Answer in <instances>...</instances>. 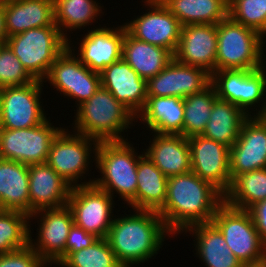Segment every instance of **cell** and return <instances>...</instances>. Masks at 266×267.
<instances>
[{
	"label": "cell",
	"mask_w": 266,
	"mask_h": 267,
	"mask_svg": "<svg viewBox=\"0 0 266 267\" xmlns=\"http://www.w3.org/2000/svg\"><path fill=\"white\" fill-rule=\"evenodd\" d=\"M223 202L224 195L191 170L168 177L165 204L158 214L177 238L191 226L211 222Z\"/></svg>",
	"instance_id": "1"
},
{
	"label": "cell",
	"mask_w": 266,
	"mask_h": 267,
	"mask_svg": "<svg viewBox=\"0 0 266 267\" xmlns=\"http://www.w3.org/2000/svg\"><path fill=\"white\" fill-rule=\"evenodd\" d=\"M128 212L117 217L115 214L106 239L123 267L143 266L156 258L169 237L173 240L174 237L157 211L129 209Z\"/></svg>",
	"instance_id": "2"
},
{
	"label": "cell",
	"mask_w": 266,
	"mask_h": 267,
	"mask_svg": "<svg viewBox=\"0 0 266 267\" xmlns=\"http://www.w3.org/2000/svg\"><path fill=\"white\" fill-rule=\"evenodd\" d=\"M74 114L71 131L98 142L128 140V129L137 124L136 117L102 86L89 100L78 105Z\"/></svg>",
	"instance_id": "3"
},
{
	"label": "cell",
	"mask_w": 266,
	"mask_h": 267,
	"mask_svg": "<svg viewBox=\"0 0 266 267\" xmlns=\"http://www.w3.org/2000/svg\"><path fill=\"white\" fill-rule=\"evenodd\" d=\"M136 148L125 140L99 142L96 150L95 169L100 175L94 178L93 184L114 199L116 195L119 200L123 199L121 204H124V209L126 203L129 206L126 209L132 207L136 210L137 165L144 155V151L141 150L140 154Z\"/></svg>",
	"instance_id": "4"
},
{
	"label": "cell",
	"mask_w": 266,
	"mask_h": 267,
	"mask_svg": "<svg viewBox=\"0 0 266 267\" xmlns=\"http://www.w3.org/2000/svg\"><path fill=\"white\" fill-rule=\"evenodd\" d=\"M265 47V48H264ZM266 38L229 16L217 24L215 71L257 70L266 64Z\"/></svg>",
	"instance_id": "5"
},
{
	"label": "cell",
	"mask_w": 266,
	"mask_h": 267,
	"mask_svg": "<svg viewBox=\"0 0 266 267\" xmlns=\"http://www.w3.org/2000/svg\"><path fill=\"white\" fill-rule=\"evenodd\" d=\"M68 127L62 128L52 140L47 164L71 187L92 184L94 174L93 179L88 177L87 180L86 177L90 176L91 167L95 165L99 142L77 132L72 133Z\"/></svg>",
	"instance_id": "6"
},
{
	"label": "cell",
	"mask_w": 266,
	"mask_h": 267,
	"mask_svg": "<svg viewBox=\"0 0 266 267\" xmlns=\"http://www.w3.org/2000/svg\"><path fill=\"white\" fill-rule=\"evenodd\" d=\"M6 44L27 72L35 80L43 81L51 65L68 47V40L57 26H46L7 37Z\"/></svg>",
	"instance_id": "7"
},
{
	"label": "cell",
	"mask_w": 266,
	"mask_h": 267,
	"mask_svg": "<svg viewBox=\"0 0 266 267\" xmlns=\"http://www.w3.org/2000/svg\"><path fill=\"white\" fill-rule=\"evenodd\" d=\"M211 222L221 231L228 247L244 266L266 264V246L248 210L223 202Z\"/></svg>",
	"instance_id": "8"
},
{
	"label": "cell",
	"mask_w": 266,
	"mask_h": 267,
	"mask_svg": "<svg viewBox=\"0 0 266 267\" xmlns=\"http://www.w3.org/2000/svg\"><path fill=\"white\" fill-rule=\"evenodd\" d=\"M211 85L219 99L234 103L248 116H259L266 109V64L257 70L215 71Z\"/></svg>",
	"instance_id": "9"
},
{
	"label": "cell",
	"mask_w": 266,
	"mask_h": 267,
	"mask_svg": "<svg viewBox=\"0 0 266 267\" xmlns=\"http://www.w3.org/2000/svg\"><path fill=\"white\" fill-rule=\"evenodd\" d=\"M44 85L35 80L24 86L0 88V128L26 129L43 123L49 115L41 96Z\"/></svg>",
	"instance_id": "10"
},
{
	"label": "cell",
	"mask_w": 266,
	"mask_h": 267,
	"mask_svg": "<svg viewBox=\"0 0 266 267\" xmlns=\"http://www.w3.org/2000/svg\"><path fill=\"white\" fill-rule=\"evenodd\" d=\"M33 222L38 223L35 239L31 232ZM73 224V213L68 205L39 210L29 216L28 244L50 267H58V262L65 256V245Z\"/></svg>",
	"instance_id": "11"
},
{
	"label": "cell",
	"mask_w": 266,
	"mask_h": 267,
	"mask_svg": "<svg viewBox=\"0 0 266 267\" xmlns=\"http://www.w3.org/2000/svg\"><path fill=\"white\" fill-rule=\"evenodd\" d=\"M49 118L26 129L0 128V158L27 165L47 162L52 140L64 127Z\"/></svg>",
	"instance_id": "12"
},
{
	"label": "cell",
	"mask_w": 266,
	"mask_h": 267,
	"mask_svg": "<svg viewBox=\"0 0 266 267\" xmlns=\"http://www.w3.org/2000/svg\"><path fill=\"white\" fill-rule=\"evenodd\" d=\"M51 90L69 100H75L74 107L89 100L101 87L100 73L90 70L67 47L51 65L43 80Z\"/></svg>",
	"instance_id": "13"
},
{
	"label": "cell",
	"mask_w": 266,
	"mask_h": 267,
	"mask_svg": "<svg viewBox=\"0 0 266 267\" xmlns=\"http://www.w3.org/2000/svg\"><path fill=\"white\" fill-rule=\"evenodd\" d=\"M74 224L98 238H107L114 220V198L93 183L72 187L67 204Z\"/></svg>",
	"instance_id": "14"
},
{
	"label": "cell",
	"mask_w": 266,
	"mask_h": 267,
	"mask_svg": "<svg viewBox=\"0 0 266 267\" xmlns=\"http://www.w3.org/2000/svg\"><path fill=\"white\" fill-rule=\"evenodd\" d=\"M105 25L99 24L97 28L86 30L81 40L75 39L77 42L71 38L68 40V48L79 61L98 73L122 58V44L127 30L124 22L116 27L114 24L110 26L107 23L109 27Z\"/></svg>",
	"instance_id": "15"
},
{
	"label": "cell",
	"mask_w": 266,
	"mask_h": 267,
	"mask_svg": "<svg viewBox=\"0 0 266 267\" xmlns=\"http://www.w3.org/2000/svg\"><path fill=\"white\" fill-rule=\"evenodd\" d=\"M146 9L124 23L136 39L169 50L173 55L178 47L182 25L161 0H142Z\"/></svg>",
	"instance_id": "16"
},
{
	"label": "cell",
	"mask_w": 266,
	"mask_h": 267,
	"mask_svg": "<svg viewBox=\"0 0 266 267\" xmlns=\"http://www.w3.org/2000/svg\"><path fill=\"white\" fill-rule=\"evenodd\" d=\"M188 141L191 170L224 195L231 185L230 148L203 135L191 136Z\"/></svg>",
	"instance_id": "17"
},
{
	"label": "cell",
	"mask_w": 266,
	"mask_h": 267,
	"mask_svg": "<svg viewBox=\"0 0 266 267\" xmlns=\"http://www.w3.org/2000/svg\"><path fill=\"white\" fill-rule=\"evenodd\" d=\"M211 85V74L173 58L155 77L146 81L147 96L185 98Z\"/></svg>",
	"instance_id": "18"
},
{
	"label": "cell",
	"mask_w": 266,
	"mask_h": 267,
	"mask_svg": "<svg viewBox=\"0 0 266 267\" xmlns=\"http://www.w3.org/2000/svg\"><path fill=\"white\" fill-rule=\"evenodd\" d=\"M229 161L231 181L239 174L266 168V124L259 116L244 121Z\"/></svg>",
	"instance_id": "19"
},
{
	"label": "cell",
	"mask_w": 266,
	"mask_h": 267,
	"mask_svg": "<svg viewBox=\"0 0 266 267\" xmlns=\"http://www.w3.org/2000/svg\"><path fill=\"white\" fill-rule=\"evenodd\" d=\"M217 25L189 24L182 26L174 58L184 64L199 67L211 75L215 72Z\"/></svg>",
	"instance_id": "20"
},
{
	"label": "cell",
	"mask_w": 266,
	"mask_h": 267,
	"mask_svg": "<svg viewBox=\"0 0 266 267\" xmlns=\"http://www.w3.org/2000/svg\"><path fill=\"white\" fill-rule=\"evenodd\" d=\"M101 86L125 106L135 117L147 99L146 80L123 59L107 66L101 73Z\"/></svg>",
	"instance_id": "21"
},
{
	"label": "cell",
	"mask_w": 266,
	"mask_h": 267,
	"mask_svg": "<svg viewBox=\"0 0 266 267\" xmlns=\"http://www.w3.org/2000/svg\"><path fill=\"white\" fill-rule=\"evenodd\" d=\"M30 215L68 204L72 187L47 162L28 165Z\"/></svg>",
	"instance_id": "22"
},
{
	"label": "cell",
	"mask_w": 266,
	"mask_h": 267,
	"mask_svg": "<svg viewBox=\"0 0 266 267\" xmlns=\"http://www.w3.org/2000/svg\"><path fill=\"white\" fill-rule=\"evenodd\" d=\"M148 134L152 135V139L150 138L149 145L145 144L144 154L167 178L191 171L188 138L154 132Z\"/></svg>",
	"instance_id": "23"
},
{
	"label": "cell",
	"mask_w": 266,
	"mask_h": 267,
	"mask_svg": "<svg viewBox=\"0 0 266 267\" xmlns=\"http://www.w3.org/2000/svg\"><path fill=\"white\" fill-rule=\"evenodd\" d=\"M136 122H141L149 132L183 135V98L147 96L144 108L136 116Z\"/></svg>",
	"instance_id": "24"
},
{
	"label": "cell",
	"mask_w": 266,
	"mask_h": 267,
	"mask_svg": "<svg viewBox=\"0 0 266 267\" xmlns=\"http://www.w3.org/2000/svg\"><path fill=\"white\" fill-rule=\"evenodd\" d=\"M7 37L26 30L56 26L54 0H4Z\"/></svg>",
	"instance_id": "25"
},
{
	"label": "cell",
	"mask_w": 266,
	"mask_h": 267,
	"mask_svg": "<svg viewBox=\"0 0 266 267\" xmlns=\"http://www.w3.org/2000/svg\"><path fill=\"white\" fill-rule=\"evenodd\" d=\"M191 235L195 240V256L206 267H245L232 253L221 231L212 223H202L186 229L182 235Z\"/></svg>",
	"instance_id": "26"
},
{
	"label": "cell",
	"mask_w": 266,
	"mask_h": 267,
	"mask_svg": "<svg viewBox=\"0 0 266 267\" xmlns=\"http://www.w3.org/2000/svg\"><path fill=\"white\" fill-rule=\"evenodd\" d=\"M0 210L30 216L28 165L0 158Z\"/></svg>",
	"instance_id": "27"
},
{
	"label": "cell",
	"mask_w": 266,
	"mask_h": 267,
	"mask_svg": "<svg viewBox=\"0 0 266 267\" xmlns=\"http://www.w3.org/2000/svg\"><path fill=\"white\" fill-rule=\"evenodd\" d=\"M98 0H54V21L62 35L69 40L71 34L81 29L97 28L105 10ZM100 4V5H99ZM71 31V32H70ZM73 31V32H72ZM70 35V36H69Z\"/></svg>",
	"instance_id": "28"
},
{
	"label": "cell",
	"mask_w": 266,
	"mask_h": 267,
	"mask_svg": "<svg viewBox=\"0 0 266 267\" xmlns=\"http://www.w3.org/2000/svg\"><path fill=\"white\" fill-rule=\"evenodd\" d=\"M122 58L147 81L159 74L174 55L163 47L136 39L126 30L122 44Z\"/></svg>",
	"instance_id": "29"
},
{
	"label": "cell",
	"mask_w": 266,
	"mask_h": 267,
	"mask_svg": "<svg viewBox=\"0 0 266 267\" xmlns=\"http://www.w3.org/2000/svg\"><path fill=\"white\" fill-rule=\"evenodd\" d=\"M248 117L234 103L217 98L201 135L231 148L237 141L241 127Z\"/></svg>",
	"instance_id": "30"
},
{
	"label": "cell",
	"mask_w": 266,
	"mask_h": 267,
	"mask_svg": "<svg viewBox=\"0 0 266 267\" xmlns=\"http://www.w3.org/2000/svg\"><path fill=\"white\" fill-rule=\"evenodd\" d=\"M168 178L144 154L137 165L136 210L159 211L165 204Z\"/></svg>",
	"instance_id": "31"
},
{
	"label": "cell",
	"mask_w": 266,
	"mask_h": 267,
	"mask_svg": "<svg viewBox=\"0 0 266 267\" xmlns=\"http://www.w3.org/2000/svg\"><path fill=\"white\" fill-rule=\"evenodd\" d=\"M182 26L217 25L228 17V0H161Z\"/></svg>",
	"instance_id": "32"
},
{
	"label": "cell",
	"mask_w": 266,
	"mask_h": 267,
	"mask_svg": "<svg viewBox=\"0 0 266 267\" xmlns=\"http://www.w3.org/2000/svg\"><path fill=\"white\" fill-rule=\"evenodd\" d=\"M264 199H266V168L237 175L224 194V202L227 205L242 210H248Z\"/></svg>",
	"instance_id": "33"
},
{
	"label": "cell",
	"mask_w": 266,
	"mask_h": 267,
	"mask_svg": "<svg viewBox=\"0 0 266 267\" xmlns=\"http://www.w3.org/2000/svg\"><path fill=\"white\" fill-rule=\"evenodd\" d=\"M215 88L210 85L200 93L192 94L184 101L183 136L189 138L201 135L211 115L212 106L217 99Z\"/></svg>",
	"instance_id": "34"
},
{
	"label": "cell",
	"mask_w": 266,
	"mask_h": 267,
	"mask_svg": "<svg viewBox=\"0 0 266 267\" xmlns=\"http://www.w3.org/2000/svg\"><path fill=\"white\" fill-rule=\"evenodd\" d=\"M29 216L19 211L0 210V254L28 245Z\"/></svg>",
	"instance_id": "35"
},
{
	"label": "cell",
	"mask_w": 266,
	"mask_h": 267,
	"mask_svg": "<svg viewBox=\"0 0 266 267\" xmlns=\"http://www.w3.org/2000/svg\"><path fill=\"white\" fill-rule=\"evenodd\" d=\"M57 265L60 267H123L106 238H99L87 248L67 253Z\"/></svg>",
	"instance_id": "36"
},
{
	"label": "cell",
	"mask_w": 266,
	"mask_h": 267,
	"mask_svg": "<svg viewBox=\"0 0 266 267\" xmlns=\"http://www.w3.org/2000/svg\"><path fill=\"white\" fill-rule=\"evenodd\" d=\"M228 16L266 38V0H228Z\"/></svg>",
	"instance_id": "37"
},
{
	"label": "cell",
	"mask_w": 266,
	"mask_h": 267,
	"mask_svg": "<svg viewBox=\"0 0 266 267\" xmlns=\"http://www.w3.org/2000/svg\"><path fill=\"white\" fill-rule=\"evenodd\" d=\"M35 81L27 72L10 47L0 45V88L24 86Z\"/></svg>",
	"instance_id": "38"
},
{
	"label": "cell",
	"mask_w": 266,
	"mask_h": 267,
	"mask_svg": "<svg viewBox=\"0 0 266 267\" xmlns=\"http://www.w3.org/2000/svg\"><path fill=\"white\" fill-rule=\"evenodd\" d=\"M49 267L28 244L26 247L0 254V267Z\"/></svg>",
	"instance_id": "39"
},
{
	"label": "cell",
	"mask_w": 266,
	"mask_h": 267,
	"mask_svg": "<svg viewBox=\"0 0 266 267\" xmlns=\"http://www.w3.org/2000/svg\"><path fill=\"white\" fill-rule=\"evenodd\" d=\"M99 238L94 234L86 232L75 224L69 230L67 242L65 245V255L69 252H76L91 246Z\"/></svg>",
	"instance_id": "40"
},
{
	"label": "cell",
	"mask_w": 266,
	"mask_h": 267,
	"mask_svg": "<svg viewBox=\"0 0 266 267\" xmlns=\"http://www.w3.org/2000/svg\"><path fill=\"white\" fill-rule=\"evenodd\" d=\"M248 211L252 216L261 241L266 246V199L255 203Z\"/></svg>",
	"instance_id": "41"
},
{
	"label": "cell",
	"mask_w": 266,
	"mask_h": 267,
	"mask_svg": "<svg viewBox=\"0 0 266 267\" xmlns=\"http://www.w3.org/2000/svg\"><path fill=\"white\" fill-rule=\"evenodd\" d=\"M7 34L5 31L4 0H0V45L5 44Z\"/></svg>",
	"instance_id": "42"
},
{
	"label": "cell",
	"mask_w": 266,
	"mask_h": 267,
	"mask_svg": "<svg viewBox=\"0 0 266 267\" xmlns=\"http://www.w3.org/2000/svg\"><path fill=\"white\" fill-rule=\"evenodd\" d=\"M259 117L265 122L266 124V109L264 110V112L262 114L259 115Z\"/></svg>",
	"instance_id": "43"
},
{
	"label": "cell",
	"mask_w": 266,
	"mask_h": 267,
	"mask_svg": "<svg viewBox=\"0 0 266 267\" xmlns=\"http://www.w3.org/2000/svg\"><path fill=\"white\" fill-rule=\"evenodd\" d=\"M245 267H266V264L259 265V266H245Z\"/></svg>",
	"instance_id": "44"
}]
</instances>
